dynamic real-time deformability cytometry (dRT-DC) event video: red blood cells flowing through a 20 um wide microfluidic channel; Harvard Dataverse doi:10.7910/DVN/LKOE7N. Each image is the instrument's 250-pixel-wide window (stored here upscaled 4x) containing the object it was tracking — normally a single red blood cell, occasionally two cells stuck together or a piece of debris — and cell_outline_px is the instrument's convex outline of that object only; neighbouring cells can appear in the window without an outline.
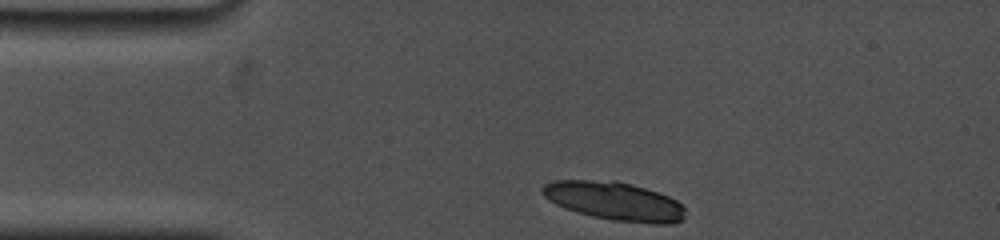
{"species": "common noctule bat (a hibernating species)", "species_latin": "Nyctalus noctula", "temperature_condition": "cold", "stored_images_in_passage": 2, "camera_frame_rate_fps": 5000, "um_per_image_px": 0.085, "animal": {"sex": "female", "body_mass_g": 19.0, "forearm_length_mm": 53.3}, "frame": {"image": 1, "passage_image": 1, "time_ms": 0.0, "image_size_px": [1000, 240], "cell_outline_px": [[684, 220], [672, 224], [652, 224], [612, 220], [592, 216], [576, 212], [564, 208], [548, 200], [544, 196], [540, 188], [544, 184], [552, 180], [616, 180], [632, 184], [668, 196], [676, 200], [684, 208]], "centroid_in_image_um": [52.21, 17.09], "position_along_channel_um": 32.8, "area_um2": 32.25}}